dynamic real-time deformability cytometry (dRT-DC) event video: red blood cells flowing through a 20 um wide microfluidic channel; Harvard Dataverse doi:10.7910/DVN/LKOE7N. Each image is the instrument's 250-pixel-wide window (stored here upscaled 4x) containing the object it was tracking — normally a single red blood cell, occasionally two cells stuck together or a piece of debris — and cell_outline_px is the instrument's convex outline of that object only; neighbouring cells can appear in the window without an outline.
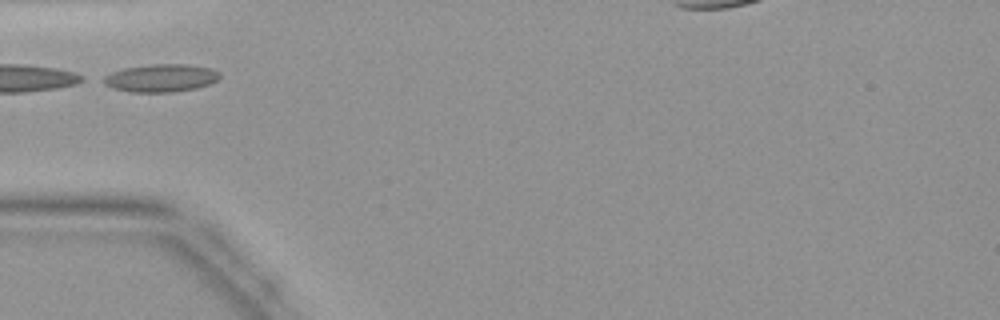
{"species": "common noctule bat (a hibernating species)", "species_latin": "Nyctalus noctula", "temperature_condition": "warm", "stored_images_in_passage": 29, "camera_frame_rate_fps": 3000, "um_per_image_px": 0.085, "animal": {"sex": "female", "body_mass_g": 19.9}, "frame": {"image": 1, "passage_image": 1, "time_ms": 0.0, "image_size_px": [1000, 320], "cell_outline_px": [[220, 76], [216, 80], [208, 84], [196, 88], [172, 92], [128, 92], [112, 88], [96, 80], [112, 72], [124, 68], [148, 64], [188, 64], [212, 68], [220, 72]], "centroid_in_image_um": [13.61, 6.63], "position_along_channel_um": 71.4, "area_um2": 19.13}}